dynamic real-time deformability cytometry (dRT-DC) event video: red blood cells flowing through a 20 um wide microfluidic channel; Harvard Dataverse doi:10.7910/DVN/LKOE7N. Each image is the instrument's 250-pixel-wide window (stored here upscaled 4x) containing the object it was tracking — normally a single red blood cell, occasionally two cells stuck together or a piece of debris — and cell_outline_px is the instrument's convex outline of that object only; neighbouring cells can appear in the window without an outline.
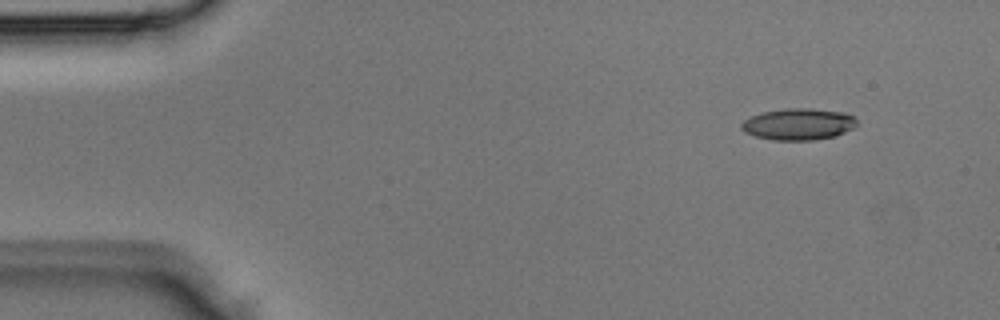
{"species": "Egyptian fruit bat (a non-hibernating species)", "species_latin": "Rousettus aegyptiacus", "temperature_condition": "room temperature", "stored_images_in_passage": 2, "camera_frame_rate_fps": 3000, "um_per_image_px": 0.085, "animal": {"sex": "male"}, "frame": {"image": 1, "passage_image": 2, "time_ms": 0.333, "image_size_px": [1000, 320], "cell_outline_px": [[856, 124], [852, 128], [836, 136], [812, 140], [772, 140], [756, 136], [744, 132], [740, 128], [740, 124], [744, 120], [752, 116], [764, 112], [788, 108], [812, 108], [844, 112], [852, 116], [856, 120]], "centroid_in_image_um": [67.85, 10.55], "position_along_channel_um": 17.1, "area_um2": 21.15}}